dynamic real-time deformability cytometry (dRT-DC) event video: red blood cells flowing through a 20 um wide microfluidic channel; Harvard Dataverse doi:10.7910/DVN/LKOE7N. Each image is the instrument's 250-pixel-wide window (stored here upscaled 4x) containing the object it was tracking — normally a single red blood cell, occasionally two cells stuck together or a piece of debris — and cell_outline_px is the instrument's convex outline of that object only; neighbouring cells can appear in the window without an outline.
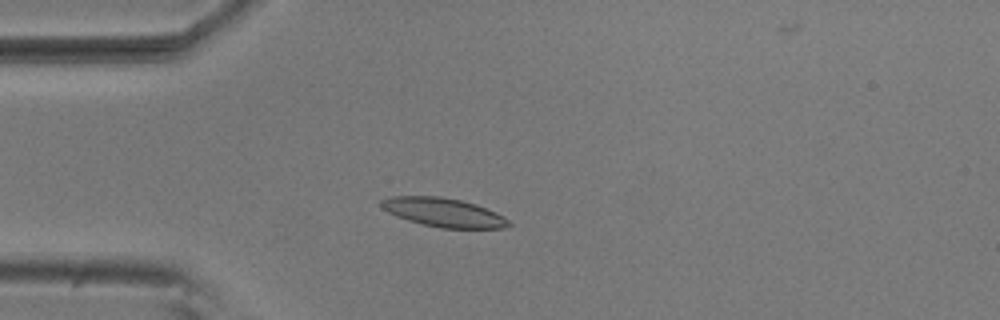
{"species": "common noctule bat (a hibernating species)", "species_latin": "Nyctalus noctula", "temperature_condition": "room temperature", "stored_images_in_passage": 4, "camera_frame_rate_fps": 3000, "um_per_image_px": 0.085, "animal": {"sex": "male", "body_mass_g": 20.5, "forearm_length_mm": 52.5}, "frame": {"image": 1, "passage_image": 4, "time_ms": 1.0, "image_size_px": [1000, 320], "cell_outline_px": [[512, 224], [504, 228], [440, 228], [408, 220], [396, 216], [380, 208], [380, 200], [392, 196], [440, 196], [460, 200], [476, 204], [496, 212], [504, 216]], "centroid_in_image_um": [37.69, 18.05], "position_along_channel_um": 47.3, "area_um2": 21.44}}